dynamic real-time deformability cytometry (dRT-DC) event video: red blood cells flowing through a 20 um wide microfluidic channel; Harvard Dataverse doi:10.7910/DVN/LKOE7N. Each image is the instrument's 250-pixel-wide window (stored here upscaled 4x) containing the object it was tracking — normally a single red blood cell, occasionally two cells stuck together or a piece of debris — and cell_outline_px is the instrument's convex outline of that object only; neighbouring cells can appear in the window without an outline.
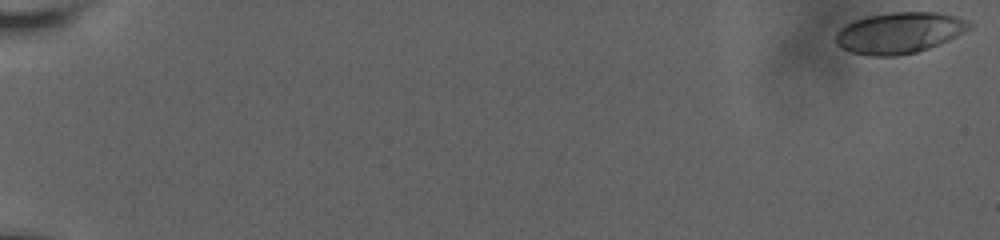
{"species": "human", "species_latin": "Homo sapiens", "temperature_condition": "room temperature", "stored_images_in_passage": 60, "camera_frame_rate_fps": 3000, "um_per_image_px": 0.085, "donor": {"sex": "male"}, "frame": {"image": 1, "passage_image": 1, "time_ms": 0.0, "image_size_px": [1000, 240], "cell_outline_px": [[972, 28], [940, 44], [916, 52], [896, 56], [872, 56], [852, 52], [840, 48], [836, 44], [836, 32], [840, 28], [856, 20], [868, 16], [892, 12], [936, 12], [956, 16], [968, 20], [972, 24]], "centroid_in_image_um": [76.46, 2.79], "position_along_channel_um": 8.5, "area_um2": 31.96}}
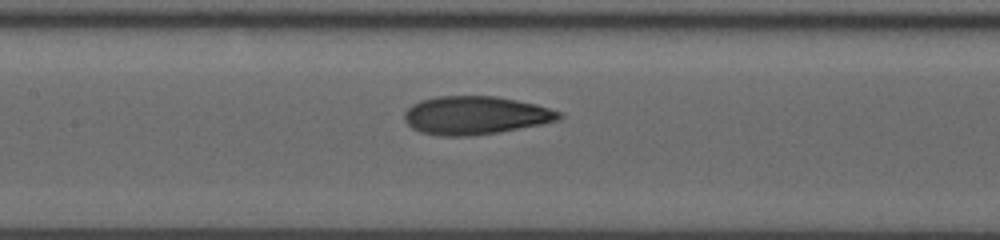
{"frame": {"image": 2, "passage_image": 32, "time_ms": 10.333, "image_size_px": [1000, 240], "cell_outline_px": [[564, 116], [556, 120], [540, 124], [500, 132], [472, 136], [440, 136], [420, 132], [412, 128], [404, 120], [404, 112], [412, 104], [420, 100], [436, 96], [496, 96], [536, 104], [560, 112]], "centroid_in_image_um": [40.36, 9.8], "position_along_channel_um": 167.0, "area_um2": 34.51}}
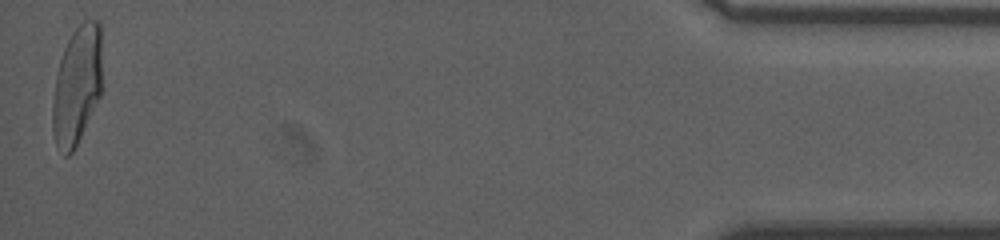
{"frame": {"image": 3, "passage_image": 60, "time_ms": 19.667, "image_size_px": [1000, 240], "cell_outline_px": [[100, 96], [72, 152], [68, 156], [64, 156], [56, 148], [52, 132], [52, 104], [56, 76], [60, 60], [64, 48], [72, 32], [84, 20], [100, 20]], "centroid_in_image_um": [6.5, 7.28], "position_along_channel_um": 428.7, "area_um2": 33.87}, "authors_computed_cell_mechanics": {"area_um2": 33.2639, "velocity_mm_per_s": 3.6595, "shape_relaxation_time_tau1_ms": 5.583, "shape_relaxation_time_tau2_ms": 1.2906, "deformation_change_tau1": 0.2033, "deformation_change_tau2": 0.0809}}